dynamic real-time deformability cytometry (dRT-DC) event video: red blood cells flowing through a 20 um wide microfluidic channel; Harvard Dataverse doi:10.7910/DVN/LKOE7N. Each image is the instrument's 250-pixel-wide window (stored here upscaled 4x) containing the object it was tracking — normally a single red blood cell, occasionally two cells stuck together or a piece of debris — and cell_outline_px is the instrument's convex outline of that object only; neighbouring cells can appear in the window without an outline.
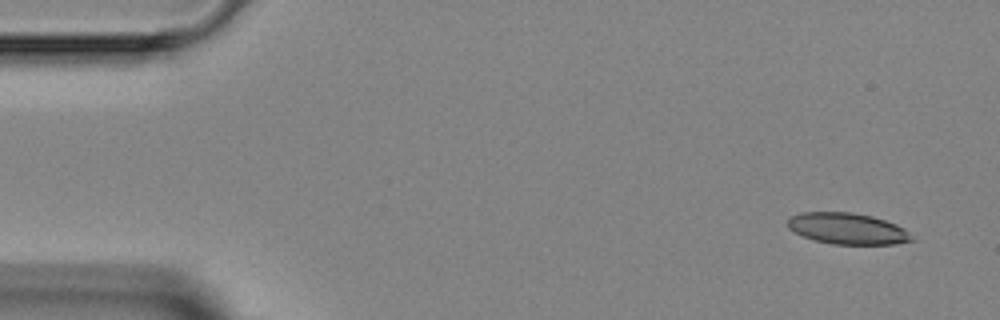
{"species": "Egyptian fruit bat (a non-hibernating species)", "species_latin": "Rousettus aegyptiacus", "temperature_condition": "room temperature", "stored_images_in_passage": 5, "camera_frame_rate_fps": 3000, "um_per_image_px": 0.085, "animal": {"sex": "female"}, "frame": {"image": 1, "passage_image": 1, "time_ms": 0.0, "image_size_px": [1000, 320], "cell_outline_px": [[916, 240], [896, 244], [832, 244], [812, 240], [788, 228], [788, 216], [800, 212], [852, 212], [872, 216], [896, 224], [904, 228]], "centroid_in_image_um": [72.03, 19.43], "position_along_channel_um": 13.0, "area_um2": 22.72}}
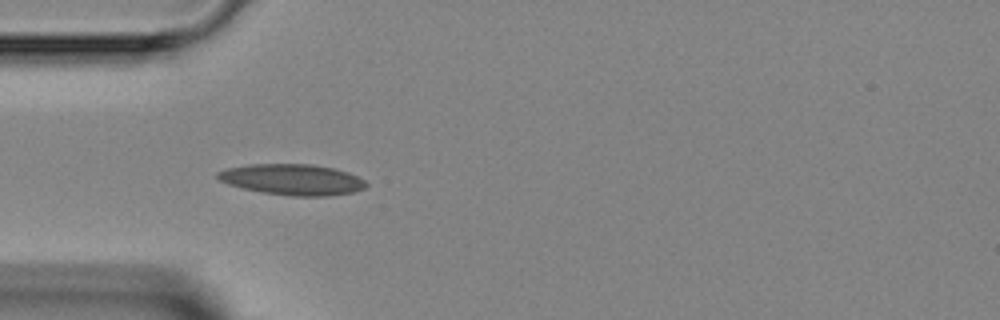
{"frame": {"image": 2, "passage_image": 4, "time_ms": 3.667, "image_size_px": [1000, 320], "cell_outline_px": [[368, 184], [364, 188], [352, 192], [328, 196], [292, 196], [264, 192], [244, 188], [228, 184], [220, 180], [216, 176], [216, 172], [228, 168], [248, 164], [312, 164], [332, 168], [348, 172], [364, 180]], "centroid_in_image_um": [24.84, 15.25], "position_along_channel_um": 60.2, "area_um2": 26.53}}
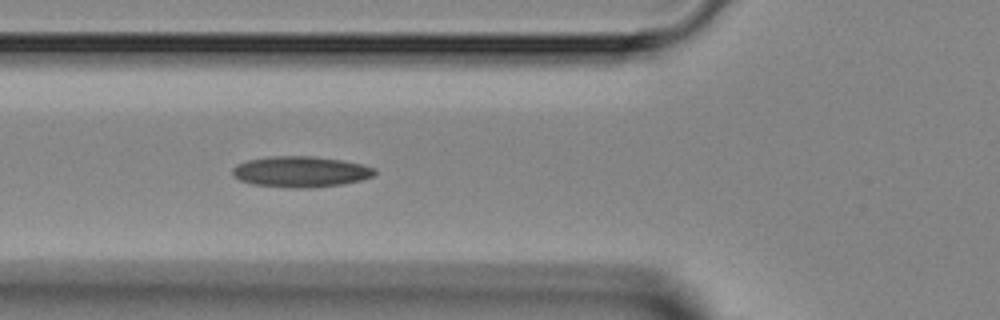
{"frame": {"image": 3, "passage_image": 5, "time_ms": 4.667, "image_size_px": [1000, 320], "cell_outline_px": [[376, 172], [372, 176], [360, 180], [340, 184], [308, 188], [288, 188], [252, 184], [240, 180], [232, 176], [232, 168], [236, 164], [248, 160], [268, 156], [312, 156], [340, 160], [364, 164], [376, 168]], "centroid_in_image_um": [25.52, 14.59], "position_along_channel_um": 100.3, "area_um2": 25.66}}